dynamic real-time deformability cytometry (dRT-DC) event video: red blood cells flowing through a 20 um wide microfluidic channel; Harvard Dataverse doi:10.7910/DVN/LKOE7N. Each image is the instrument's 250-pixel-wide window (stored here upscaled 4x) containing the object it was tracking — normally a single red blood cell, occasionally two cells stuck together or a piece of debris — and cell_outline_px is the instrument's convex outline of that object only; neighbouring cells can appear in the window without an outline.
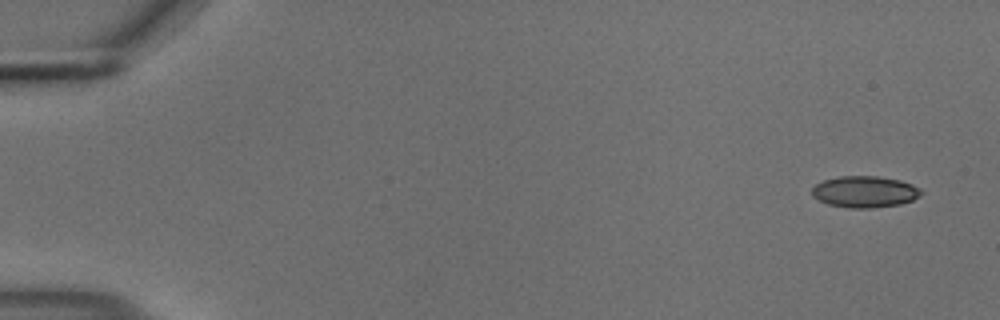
{"species": "common noctule bat (a hibernating species)", "species_latin": "Nyctalus noctula", "temperature_condition": "cold", "stored_images_in_passage": 53, "camera_frame_rate_fps": 3000, "um_per_image_px": 0.085, "animal": {"sex": "male", "body_mass_g": 18.8}, "frame": {"image": 1, "passage_image": 1, "time_ms": 0.0, "image_size_px": [1000, 320], "cell_outline_px": [[924, 192], [920, 196], [912, 200], [900, 204], [872, 208], [848, 208], [828, 204], [812, 196], [812, 188], [816, 184], [824, 180], [840, 176], [876, 176], [900, 180], [912, 184], [920, 188]], "centroid_in_image_um": [73.52, 16.3], "position_along_channel_um": 11.5, "area_um2": 20.06}}
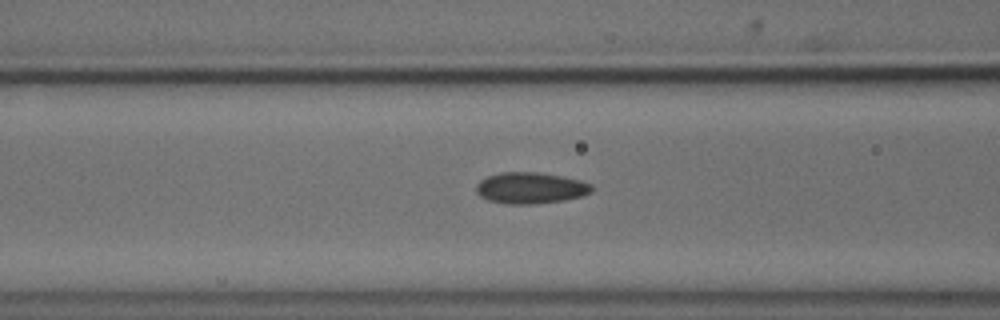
{"frame": {"image": 2, "passage_image": 21, "time_ms": 6.667, "image_size_px": [1000, 320], "cell_outline_px": [[592, 192], [580, 196], [564, 200], [532, 204], [508, 204], [488, 200], [480, 196], [476, 192], [476, 184], [480, 180], [488, 176], [500, 172], [536, 172], [560, 176], [580, 180], [592, 184]], "centroid_in_image_um": [45.07, 15.98], "position_along_channel_um": 121.5, "area_um2": 20.98}}
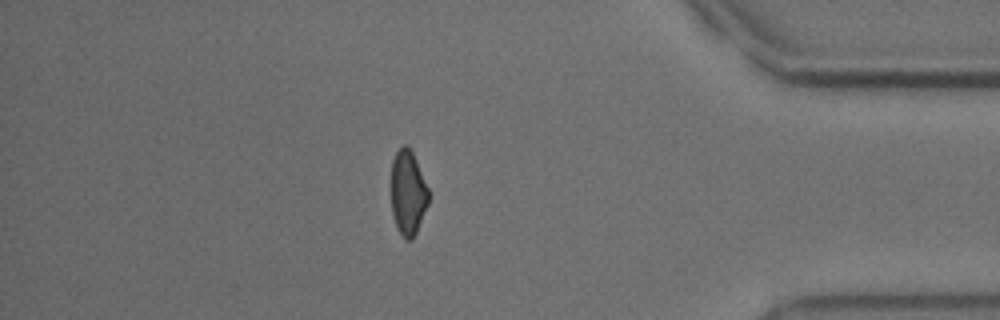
{"frame": {"image": 3, "passage_image": 46, "time_ms": 15.0, "image_size_px": [1000, 320], "cell_outline_px": [[428, 204], [416, 232], [412, 240], [404, 240], [396, 228], [392, 212], [392, 160], [396, 152], [404, 144], [408, 144], [416, 160], [428, 188]], "centroid_in_image_um": [34.67, 16.4], "position_along_channel_um": 400.5, "area_um2": 18.38}, "authors_computed_cell_mechanics": {"area_um2": 20.0566, "velocity_mm_per_s": 3.7123, "shape_relaxation_time_tau1_ms": 5.6161, "shape_relaxation_time_tau2_ms": 1.8941, "deformation_change_tau1": 0.1203, "deformation_change_tau2": 0.0628}}